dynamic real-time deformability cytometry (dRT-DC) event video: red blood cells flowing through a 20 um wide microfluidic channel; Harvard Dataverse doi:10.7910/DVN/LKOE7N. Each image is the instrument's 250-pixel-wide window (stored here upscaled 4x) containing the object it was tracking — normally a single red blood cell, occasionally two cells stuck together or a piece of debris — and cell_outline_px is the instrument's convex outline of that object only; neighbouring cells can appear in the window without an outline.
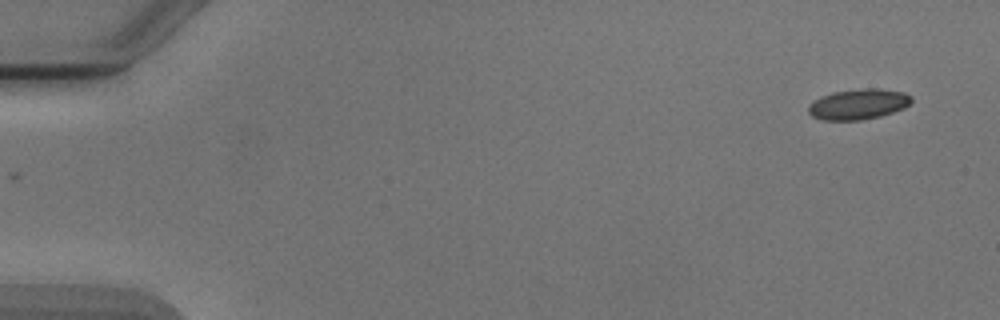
{"species": "Egyptian fruit bat (a non-hibernating species)", "species_latin": "Rousettus aegyptiacus", "temperature_condition": "cold", "stored_images_in_passage": 4, "camera_frame_rate_fps": 3000, "um_per_image_px": 0.085, "animal": {"sex": "male"}, "frame": {"image": 1, "passage_image": 1, "time_ms": 0.0, "image_size_px": [1000, 320], "cell_outline_px": [[912, 100], [904, 108], [880, 116], [860, 120], [824, 120], [812, 116], [808, 112], [808, 104], [820, 96], [832, 92], [864, 88], [876, 88], [904, 92], [912, 96]], "centroid_in_image_um": [72.93, 8.85], "position_along_channel_um": 12.1, "area_um2": 18.32}}
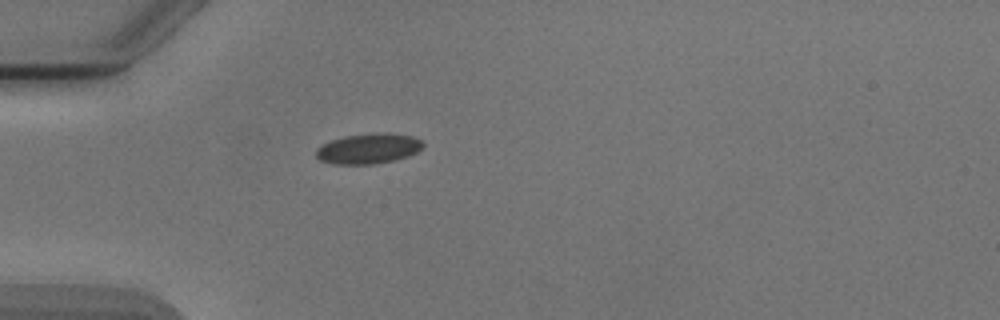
{"frame": {"image": 2, "passage_image": 4, "time_ms": 4.333, "image_size_px": [1000, 320], "cell_outline_px": [[424, 144], [416, 152], [408, 156], [396, 160], [372, 164], [332, 164], [320, 160], [316, 156], [316, 148], [332, 140], [344, 136], [384, 132], [412, 136], [420, 140]], "centroid_in_image_um": [31.3, 12.64], "position_along_channel_um": 53.7, "area_um2": 18.73}}